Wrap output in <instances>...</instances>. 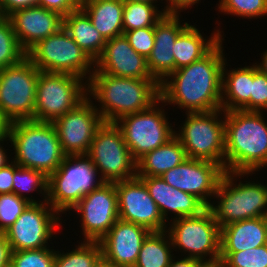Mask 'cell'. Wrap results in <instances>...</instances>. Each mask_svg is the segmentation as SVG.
<instances>
[{
  "instance_id": "6da1fadb",
  "label": "cell",
  "mask_w": 267,
  "mask_h": 267,
  "mask_svg": "<svg viewBox=\"0 0 267 267\" xmlns=\"http://www.w3.org/2000/svg\"><path fill=\"white\" fill-rule=\"evenodd\" d=\"M222 48L221 40L202 59L176 69L160 83L161 103L176 104L187 113L222 109Z\"/></svg>"
},
{
  "instance_id": "7a4b0ae2",
  "label": "cell",
  "mask_w": 267,
  "mask_h": 267,
  "mask_svg": "<svg viewBox=\"0 0 267 267\" xmlns=\"http://www.w3.org/2000/svg\"><path fill=\"white\" fill-rule=\"evenodd\" d=\"M225 123L224 170L255 172L267 166V123L256 111H223Z\"/></svg>"
},
{
  "instance_id": "3957f363",
  "label": "cell",
  "mask_w": 267,
  "mask_h": 267,
  "mask_svg": "<svg viewBox=\"0 0 267 267\" xmlns=\"http://www.w3.org/2000/svg\"><path fill=\"white\" fill-rule=\"evenodd\" d=\"M87 93L101 103V109L97 110L103 121L115 123L126 115L147 110L156 103L160 99V84L155 79L93 73L87 83Z\"/></svg>"
},
{
  "instance_id": "277c9868",
  "label": "cell",
  "mask_w": 267,
  "mask_h": 267,
  "mask_svg": "<svg viewBox=\"0 0 267 267\" xmlns=\"http://www.w3.org/2000/svg\"><path fill=\"white\" fill-rule=\"evenodd\" d=\"M7 134V140L11 141L15 150L12 160L20 167L39 170L49 176L66 156L51 122L15 121L9 123Z\"/></svg>"
},
{
  "instance_id": "5b68a950",
  "label": "cell",
  "mask_w": 267,
  "mask_h": 267,
  "mask_svg": "<svg viewBox=\"0 0 267 267\" xmlns=\"http://www.w3.org/2000/svg\"><path fill=\"white\" fill-rule=\"evenodd\" d=\"M248 174L251 172L225 171L223 174L214 195L220 201L208 207L220 228L233 222L267 216V185L241 181L236 185L233 182L234 177Z\"/></svg>"
},
{
  "instance_id": "8992f818",
  "label": "cell",
  "mask_w": 267,
  "mask_h": 267,
  "mask_svg": "<svg viewBox=\"0 0 267 267\" xmlns=\"http://www.w3.org/2000/svg\"><path fill=\"white\" fill-rule=\"evenodd\" d=\"M97 172L87 155L65 156L60 166L48 176L47 202L59 213L72 210L84 195L105 182L96 179Z\"/></svg>"
},
{
  "instance_id": "52a82bcc",
  "label": "cell",
  "mask_w": 267,
  "mask_h": 267,
  "mask_svg": "<svg viewBox=\"0 0 267 267\" xmlns=\"http://www.w3.org/2000/svg\"><path fill=\"white\" fill-rule=\"evenodd\" d=\"M79 76L40 71L36 86L34 120L51 122L75 109L87 98V84Z\"/></svg>"
},
{
  "instance_id": "ba28073f",
  "label": "cell",
  "mask_w": 267,
  "mask_h": 267,
  "mask_svg": "<svg viewBox=\"0 0 267 267\" xmlns=\"http://www.w3.org/2000/svg\"><path fill=\"white\" fill-rule=\"evenodd\" d=\"M26 57L39 71L68 73L82 79L89 77L86 82L90 80L95 70L93 69L95 62L74 42L63 27L37 42L26 52ZM87 74L90 76L84 77Z\"/></svg>"
},
{
  "instance_id": "9c48e42d",
  "label": "cell",
  "mask_w": 267,
  "mask_h": 267,
  "mask_svg": "<svg viewBox=\"0 0 267 267\" xmlns=\"http://www.w3.org/2000/svg\"><path fill=\"white\" fill-rule=\"evenodd\" d=\"M222 109L187 113L180 133L175 137L183 145L187 158L220 164L224 168L225 123L218 118Z\"/></svg>"
},
{
  "instance_id": "30bf717a",
  "label": "cell",
  "mask_w": 267,
  "mask_h": 267,
  "mask_svg": "<svg viewBox=\"0 0 267 267\" xmlns=\"http://www.w3.org/2000/svg\"><path fill=\"white\" fill-rule=\"evenodd\" d=\"M39 72L27 57L0 69V113L8 123L34 120Z\"/></svg>"
},
{
  "instance_id": "8fae6325",
  "label": "cell",
  "mask_w": 267,
  "mask_h": 267,
  "mask_svg": "<svg viewBox=\"0 0 267 267\" xmlns=\"http://www.w3.org/2000/svg\"><path fill=\"white\" fill-rule=\"evenodd\" d=\"M172 222L166 232L173 248L189 252L187 257L202 262L220 260V227L208 207L199 215L177 218ZM208 255L210 258L207 259Z\"/></svg>"
},
{
  "instance_id": "7c38bea8",
  "label": "cell",
  "mask_w": 267,
  "mask_h": 267,
  "mask_svg": "<svg viewBox=\"0 0 267 267\" xmlns=\"http://www.w3.org/2000/svg\"><path fill=\"white\" fill-rule=\"evenodd\" d=\"M87 156L105 182L128 180L136 176V161L115 123L103 122L96 130Z\"/></svg>"
},
{
  "instance_id": "4fadbf2b",
  "label": "cell",
  "mask_w": 267,
  "mask_h": 267,
  "mask_svg": "<svg viewBox=\"0 0 267 267\" xmlns=\"http://www.w3.org/2000/svg\"><path fill=\"white\" fill-rule=\"evenodd\" d=\"M160 101L161 99L147 110L126 115L115 122L136 162L146 153L167 143L175 135L166 119L164 109L156 107Z\"/></svg>"
},
{
  "instance_id": "5bb4252c",
  "label": "cell",
  "mask_w": 267,
  "mask_h": 267,
  "mask_svg": "<svg viewBox=\"0 0 267 267\" xmlns=\"http://www.w3.org/2000/svg\"><path fill=\"white\" fill-rule=\"evenodd\" d=\"M43 201L41 203H30L17 220L4 232L12 251L47 247L48 244L46 243L58 228V222L61 219L59 218L60 214L47 201Z\"/></svg>"
},
{
  "instance_id": "9a60e30c",
  "label": "cell",
  "mask_w": 267,
  "mask_h": 267,
  "mask_svg": "<svg viewBox=\"0 0 267 267\" xmlns=\"http://www.w3.org/2000/svg\"><path fill=\"white\" fill-rule=\"evenodd\" d=\"M87 97L75 109L65 113L53 124L63 153L87 155L96 130L104 122L97 106Z\"/></svg>"
},
{
  "instance_id": "2e32d148",
  "label": "cell",
  "mask_w": 267,
  "mask_h": 267,
  "mask_svg": "<svg viewBox=\"0 0 267 267\" xmlns=\"http://www.w3.org/2000/svg\"><path fill=\"white\" fill-rule=\"evenodd\" d=\"M72 209L81 214L85 241L99 242L119 219L115 182H104Z\"/></svg>"
},
{
  "instance_id": "e0dca14e",
  "label": "cell",
  "mask_w": 267,
  "mask_h": 267,
  "mask_svg": "<svg viewBox=\"0 0 267 267\" xmlns=\"http://www.w3.org/2000/svg\"><path fill=\"white\" fill-rule=\"evenodd\" d=\"M224 168L215 162L186 158L181 164L163 173L160 177L173 188L197 197L206 207L215 195Z\"/></svg>"
},
{
  "instance_id": "ac0fdd59",
  "label": "cell",
  "mask_w": 267,
  "mask_h": 267,
  "mask_svg": "<svg viewBox=\"0 0 267 267\" xmlns=\"http://www.w3.org/2000/svg\"><path fill=\"white\" fill-rule=\"evenodd\" d=\"M119 219L139 224L151 232L166 231V223L143 181L134 178L115 182Z\"/></svg>"
},
{
  "instance_id": "d6986e66",
  "label": "cell",
  "mask_w": 267,
  "mask_h": 267,
  "mask_svg": "<svg viewBox=\"0 0 267 267\" xmlns=\"http://www.w3.org/2000/svg\"><path fill=\"white\" fill-rule=\"evenodd\" d=\"M150 233L144 226L118 219L99 241L102 258L117 267H134L142 243Z\"/></svg>"
},
{
  "instance_id": "ffe728a7",
  "label": "cell",
  "mask_w": 267,
  "mask_h": 267,
  "mask_svg": "<svg viewBox=\"0 0 267 267\" xmlns=\"http://www.w3.org/2000/svg\"><path fill=\"white\" fill-rule=\"evenodd\" d=\"M93 73H105L116 77L154 79L147 59L135 52L124 35L106 41L102 54L95 61Z\"/></svg>"
},
{
  "instance_id": "44dd1931",
  "label": "cell",
  "mask_w": 267,
  "mask_h": 267,
  "mask_svg": "<svg viewBox=\"0 0 267 267\" xmlns=\"http://www.w3.org/2000/svg\"><path fill=\"white\" fill-rule=\"evenodd\" d=\"M8 18L25 52L63 27V16L38 5L17 10Z\"/></svg>"
},
{
  "instance_id": "7402d4cb",
  "label": "cell",
  "mask_w": 267,
  "mask_h": 267,
  "mask_svg": "<svg viewBox=\"0 0 267 267\" xmlns=\"http://www.w3.org/2000/svg\"><path fill=\"white\" fill-rule=\"evenodd\" d=\"M178 13L165 14L155 25V43L147 59L151 76L160 84L174 72V43L189 25H181Z\"/></svg>"
},
{
  "instance_id": "603a6c76",
  "label": "cell",
  "mask_w": 267,
  "mask_h": 267,
  "mask_svg": "<svg viewBox=\"0 0 267 267\" xmlns=\"http://www.w3.org/2000/svg\"><path fill=\"white\" fill-rule=\"evenodd\" d=\"M267 244L266 217L233 222L220 228V252H239Z\"/></svg>"
},
{
  "instance_id": "cb8c5ba5",
  "label": "cell",
  "mask_w": 267,
  "mask_h": 267,
  "mask_svg": "<svg viewBox=\"0 0 267 267\" xmlns=\"http://www.w3.org/2000/svg\"><path fill=\"white\" fill-rule=\"evenodd\" d=\"M79 7L106 40L123 35V0H80Z\"/></svg>"
},
{
  "instance_id": "d4e9b609",
  "label": "cell",
  "mask_w": 267,
  "mask_h": 267,
  "mask_svg": "<svg viewBox=\"0 0 267 267\" xmlns=\"http://www.w3.org/2000/svg\"><path fill=\"white\" fill-rule=\"evenodd\" d=\"M225 66L226 63L224 62L222 72V110L250 111V94L252 93L253 65L244 68H238L235 70L232 69L231 71H226Z\"/></svg>"
},
{
  "instance_id": "484cf974",
  "label": "cell",
  "mask_w": 267,
  "mask_h": 267,
  "mask_svg": "<svg viewBox=\"0 0 267 267\" xmlns=\"http://www.w3.org/2000/svg\"><path fill=\"white\" fill-rule=\"evenodd\" d=\"M220 33L217 30V33H212L209 40H206L195 25H188L174 43V71L207 55L222 40Z\"/></svg>"
},
{
  "instance_id": "4316f807",
  "label": "cell",
  "mask_w": 267,
  "mask_h": 267,
  "mask_svg": "<svg viewBox=\"0 0 267 267\" xmlns=\"http://www.w3.org/2000/svg\"><path fill=\"white\" fill-rule=\"evenodd\" d=\"M63 28L94 62L102 54L107 40L80 7L63 17Z\"/></svg>"
},
{
  "instance_id": "83f0119b",
  "label": "cell",
  "mask_w": 267,
  "mask_h": 267,
  "mask_svg": "<svg viewBox=\"0 0 267 267\" xmlns=\"http://www.w3.org/2000/svg\"><path fill=\"white\" fill-rule=\"evenodd\" d=\"M186 158L183 145L174 136L136 162V176H161L181 164Z\"/></svg>"
},
{
  "instance_id": "f1b7e54d",
  "label": "cell",
  "mask_w": 267,
  "mask_h": 267,
  "mask_svg": "<svg viewBox=\"0 0 267 267\" xmlns=\"http://www.w3.org/2000/svg\"><path fill=\"white\" fill-rule=\"evenodd\" d=\"M166 234V231L151 232L147 236L142 243L134 267H168L173 257L171 254L173 245L170 235L167 236ZM165 237H167V240Z\"/></svg>"
},
{
  "instance_id": "f546056e",
  "label": "cell",
  "mask_w": 267,
  "mask_h": 267,
  "mask_svg": "<svg viewBox=\"0 0 267 267\" xmlns=\"http://www.w3.org/2000/svg\"><path fill=\"white\" fill-rule=\"evenodd\" d=\"M155 6L142 2H124L123 33L134 29L155 27L156 23L165 15Z\"/></svg>"
},
{
  "instance_id": "4dcf8cb0",
  "label": "cell",
  "mask_w": 267,
  "mask_h": 267,
  "mask_svg": "<svg viewBox=\"0 0 267 267\" xmlns=\"http://www.w3.org/2000/svg\"><path fill=\"white\" fill-rule=\"evenodd\" d=\"M37 189L40 193L44 191L42 195H44V200L47 201L48 176L39 170L20 167L13 161V193L28 200L30 203H41V201H36L22 194V192L27 191L28 193L37 191Z\"/></svg>"
},
{
  "instance_id": "1f68e13d",
  "label": "cell",
  "mask_w": 267,
  "mask_h": 267,
  "mask_svg": "<svg viewBox=\"0 0 267 267\" xmlns=\"http://www.w3.org/2000/svg\"><path fill=\"white\" fill-rule=\"evenodd\" d=\"M67 253H55L54 267H95L102 258L99 242L83 241Z\"/></svg>"
},
{
  "instance_id": "d6a6232c",
  "label": "cell",
  "mask_w": 267,
  "mask_h": 267,
  "mask_svg": "<svg viewBox=\"0 0 267 267\" xmlns=\"http://www.w3.org/2000/svg\"><path fill=\"white\" fill-rule=\"evenodd\" d=\"M26 57L8 17L0 16V69L18 64Z\"/></svg>"
},
{
  "instance_id": "836d02e7",
  "label": "cell",
  "mask_w": 267,
  "mask_h": 267,
  "mask_svg": "<svg viewBox=\"0 0 267 267\" xmlns=\"http://www.w3.org/2000/svg\"><path fill=\"white\" fill-rule=\"evenodd\" d=\"M223 267H267V244L245 251L220 252Z\"/></svg>"
},
{
  "instance_id": "e575fe53",
  "label": "cell",
  "mask_w": 267,
  "mask_h": 267,
  "mask_svg": "<svg viewBox=\"0 0 267 267\" xmlns=\"http://www.w3.org/2000/svg\"><path fill=\"white\" fill-rule=\"evenodd\" d=\"M49 247L12 251L11 266L12 267H54L55 253Z\"/></svg>"
},
{
  "instance_id": "d590c367",
  "label": "cell",
  "mask_w": 267,
  "mask_h": 267,
  "mask_svg": "<svg viewBox=\"0 0 267 267\" xmlns=\"http://www.w3.org/2000/svg\"><path fill=\"white\" fill-rule=\"evenodd\" d=\"M219 11L245 18L267 15V0H221Z\"/></svg>"
},
{
  "instance_id": "8d00e7d4",
  "label": "cell",
  "mask_w": 267,
  "mask_h": 267,
  "mask_svg": "<svg viewBox=\"0 0 267 267\" xmlns=\"http://www.w3.org/2000/svg\"><path fill=\"white\" fill-rule=\"evenodd\" d=\"M207 207L195 196L171 186L170 212L177 218L196 216Z\"/></svg>"
},
{
  "instance_id": "74e56055",
  "label": "cell",
  "mask_w": 267,
  "mask_h": 267,
  "mask_svg": "<svg viewBox=\"0 0 267 267\" xmlns=\"http://www.w3.org/2000/svg\"><path fill=\"white\" fill-rule=\"evenodd\" d=\"M29 204L15 193L0 194V233L7 231Z\"/></svg>"
},
{
  "instance_id": "f35d334b",
  "label": "cell",
  "mask_w": 267,
  "mask_h": 267,
  "mask_svg": "<svg viewBox=\"0 0 267 267\" xmlns=\"http://www.w3.org/2000/svg\"><path fill=\"white\" fill-rule=\"evenodd\" d=\"M145 184L149 195L158 206L163 219L167 221L168 211H170L171 186L160 176H137Z\"/></svg>"
},
{
  "instance_id": "ab89813d",
  "label": "cell",
  "mask_w": 267,
  "mask_h": 267,
  "mask_svg": "<svg viewBox=\"0 0 267 267\" xmlns=\"http://www.w3.org/2000/svg\"><path fill=\"white\" fill-rule=\"evenodd\" d=\"M154 34L155 27L134 29L123 33L135 52L144 56L146 59L150 56L155 43Z\"/></svg>"
},
{
  "instance_id": "60d3db41",
  "label": "cell",
  "mask_w": 267,
  "mask_h": 267,
  "mask_svg": "<svg viewBox=\"0 0 267 267\" xmlns=\"http://www.w3.org/2000/svg\"><path fill=\"white\" fill-rule=\"evenodd\" d=\"M263 109L267 110V75L262 73L256 65H253L250 111L262 112Z\"/></svg>"
},
{
  "instance_id": "b9f144b4",
  "label": "cell",
  "mask_w": 267,
  "mask_h": 267,
  "mask_svg": "<svg viewBox=\"0 0 267 267\" xmlns=\"http://www.w3.org/2000/svg\"><path fill=\"white\" fill-rule=\"evenodd\" d=\"M37 5L64 17L79 7L80 0H37Z\"/></svg>"
},
{
  "instance_id": "7bdbcfd3",
  "label": "cell",
  "mask_w": 267,
  "mask_h": 267,
  "mask_svg": "<svg viewBox=\"0 0 267 267\" xmlns=\"http://www.w3.org/2000/svg\"><path fill=\"white\" fill-rule=\"evenodd\" d=\"M1 16L8 17L13 12L37 5V0H0Z\"/></svg>"
},
{
  "instance_id": "ee69618b",
  "label": "cell",
  "mask_w": 267,
  "mask_h": 267,
  "mask_svg": "<svg viewBox=\"0 0 267 267\" xmlns=\"http://www.w3.org/2000/svg\"><path fill=\"white\" fill-rule=\"evenodd\" d=\"M13 193V161L0 169V194Z\"/></svg>"
},
{
  "instance_id": "f6af8a7d",
  "label": "cell",
  "mask_w": 267,
  "mask_h": 267,
  "mask_svg": "<svg viewBox=\"0 0 267 267\" xmlns=\"http://www.w3.org/2000/svg\"><path fill=\"white\" fill-rule=\"evenodd\" d=\"M12 250L4 233H0V267L11 265Z\"/></svg>"
},
{
  "instance_id": "bcb514c9",
  "label": "cell",
  "mask_w": 267,
  "mask_h": 267,
  "mask_svg": "<svg viewBox=\"0 0 267 267\" xmlns=\"http://www.w3.org/2000/svg\"><path fill=\"white\" fill-rule=\"evenodd\" d=\"M169 1V3H168ZM200 0H167L166 2L168 5H166V8L162 11L167 13H179L183 9H187L190 6L195 5L196 3H199ZM180 9V11L178 10Z\"/></svg>"
},
{
  "instance_id": "7dc6e473",
  "label": "cell",
  "mask_w": 267,
  "mask_h": 267,
  "mask_svg": "<svg viewBox=\"0 0 267 267\" xmlns=\"http://www.w3.org/2000/svg\"><path fill=\"white\" fill-rule=\"evenodd\" d=\"M203 262L194 258L184 257L175 261L172 257L168 267H199Z\"/></svg>"
},
{
  "instance_id": "c3c4849f",
  "label": "cell",
  "mask_w": 267,
  "mask_h": 267,
  "mask_svg": "<svg viewBox=\"0 0 267 267\" xmlns=\"http://www.w3.org/2000/svg\"><path fill=\"white\" fill-rule=\"evenodd\" d=\"M7 138H8V134L3 136V137H1L0 138V143H3L4 140H6ZM1 141H3V142H1ZM4 151H5V149H3V147L0 144V169L5 167L10 162V161L7 160L8 157L6 155V152H4Z\"/></svg>"
},
{
  "instance_id": "681fc988",
  "label": "cell",
  "mask_w": 267,
  "mask_h": 267,
  "mask_svg": "<svg viewBox=\"0 0 267 267\" xmlns=\"http://www.w3.org/2000/svg\"><path fill=\"white\" fill-rule=\"evenodd\" d=\"M9 123L1 116L0 113V138L7 135Z\"/></svg>"
},
{
  "instance_id": "f907efd6",
  "label": "cell",
  "mask_w": 267,
  "mask_h": 267,
  "mask_svg": "<svg viewBox=\"0 0 267 267\" xmlns=\"http://www.w3.org/2000/svg\"><path fill=\"white\" fill-rule=\"evenodd\" d=\"M262 57V63L260 62V64H257L256 66L262 73L267 75V50L264 52Z\"/></svg>"
},
{
  "instance_id": "816d5d0a",
  "label": "cell",
  "mask_w": 267,
  "mask_h": 267,
  "mask_svg": "<svg viewBox=\"0 0 267 267\" xmlns=\"http://www.w3.org/2000/svg\"><path fill=\"white\" fill-rule=\"evenodd\" d=\"M199 267H223L220 260L214 262H203Z\"/></svg>"
},
{
  "instance_id": "f5cc1de1",
  "label": "cell",
  "mask_w": 267,
  "mask_h": 267,
  "mask_svg": "<svg viewBox=\"0 0 267 267\" xmlns=\"http://www.w3.org/2000/svg\"><path fill=\"white\" fill-rule=\"evenodd\" d=\"M95 267H117V266L114 265L113 263L106 261L104 258H101Z\"/></svg>"
},
{
  "instance_id": "db71d44e",
  "label": "cell",
  "mask_w": 267,
  "mask_h": 267,
  "mask_svg": "<svg viewBox=\"0 0 267 267\" xmlns=\"http://www.w3.org/2000/svg\"><path fill=\"white\" fill-rule=\"evenodd\" d=\"M124 2H142V3H149L153 4L154 1L156 3L157 0H123ZM163 1V0H162Z\"/></svg>"
},
{
  "instance_id": "11a10c76",
  "label": "cell",
  "mask_w": 267,
  "mask_h": 267,
  "mask_svg": "<svg viewBox=\"0 0 267 267\" xmlns=\"http://www.w3.org/2000/svg\"><path fill=\"white\" fill-rule=\"evenodd\" d=\"M266 242H267V216H266Z\"/></svg>"
}]
</instances>
